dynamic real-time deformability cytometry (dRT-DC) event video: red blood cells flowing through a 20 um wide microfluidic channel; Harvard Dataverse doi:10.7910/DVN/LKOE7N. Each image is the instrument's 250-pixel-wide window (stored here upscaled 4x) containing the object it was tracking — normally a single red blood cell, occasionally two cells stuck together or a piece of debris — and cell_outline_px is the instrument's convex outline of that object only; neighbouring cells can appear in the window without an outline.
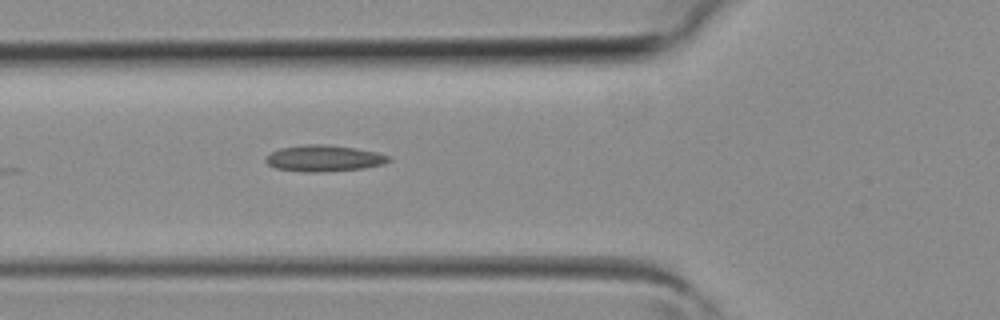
{"species": "common noctule bat (a hibernating species)", "species_latin": "Nyctalus noctula", "temperature_condition": "room temperature", "stored_images_in_passage": 5, "camera_frame_rate_fps": 3000, "um_per_image_px": 0.085, "animal": {"sex": "female", "body_mass_g": 19.3, "forearm_length_mm": 54.1}, "frame": {"image": 1, "passage_image": 4, "time_ms": 1.0, "image_size_px": [1000, 320], "cell_outline_px": [[392, 160], [384, 164], [364, 168], [324, 172], [300, 172], [276, 168], [268, 164], [264, 160], [272, 152], [280, 148], [304, 144], [320, 144], [356, 148], [376, 152], [392, 156]], "centroid_in_image_um": [27.57, 13.46], "position_along_channel_um": 98.2, "area_um2": 18.96}}